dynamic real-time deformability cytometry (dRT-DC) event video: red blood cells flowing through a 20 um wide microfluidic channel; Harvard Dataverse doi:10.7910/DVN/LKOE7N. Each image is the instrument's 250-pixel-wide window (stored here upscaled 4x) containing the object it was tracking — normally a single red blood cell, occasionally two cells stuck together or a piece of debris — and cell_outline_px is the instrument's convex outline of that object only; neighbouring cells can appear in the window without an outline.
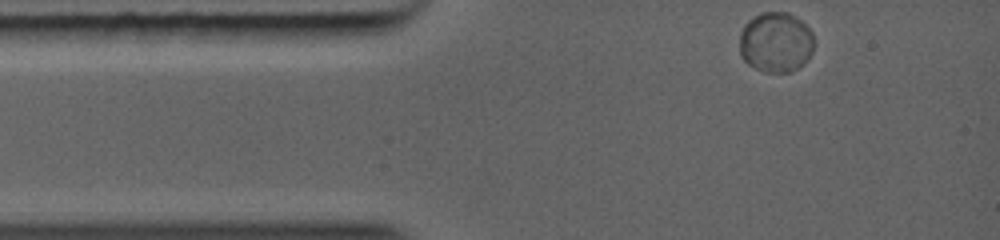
{"species": "common noctule bat (a hibernating species)", "species_latin": "Nyctalus noctula", "temperature_condition": "warm", "stored_images_in_passage": 4, "camera_frame_rate_fps": 5000, "um_per_image_px": 0.085, "animal": {"sex": "female", "body_mass_g": 19.0, "forearm_length_mm": 56.7}, "frame": {"image": 1, "passage_image": 1, "time_ms": 0.0, "image_size_px": [1000, 240], "cell_outline_px": [[812, 52], [804, 64], [792, 72], [764, 72], [748, 64], [740, 56], [740, 32], [744, 24], [748, 20], [764, 12], [788, 12], [800, 20], [812, 32]], "centroid_in_image_um": [65.92, 3.6], "position_along_channel_um": 19.1, "area_um2": 26.13}}
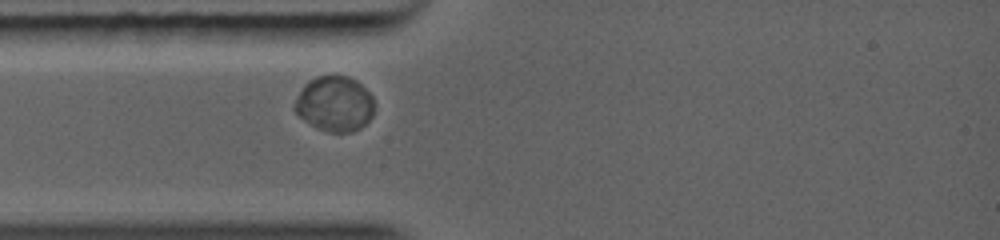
{"frame": {"image": 2, "passage_image": 3, "time_ms": 1.6, "image_size_px": [1000, 240], "cell_outline_px": [[372, 116], [360, 128], [352, 132], [328, 132], [316, 128], [304, 120], [292, 108], [292, 104], [304, 84], [308, 80], [316, 76], [348, 76], [356, 80], [372, 96]], "centroid_in_image_um": [28.39, 8.82], "position_along_channel_um": 56.6, "area_um2": 25.61}}